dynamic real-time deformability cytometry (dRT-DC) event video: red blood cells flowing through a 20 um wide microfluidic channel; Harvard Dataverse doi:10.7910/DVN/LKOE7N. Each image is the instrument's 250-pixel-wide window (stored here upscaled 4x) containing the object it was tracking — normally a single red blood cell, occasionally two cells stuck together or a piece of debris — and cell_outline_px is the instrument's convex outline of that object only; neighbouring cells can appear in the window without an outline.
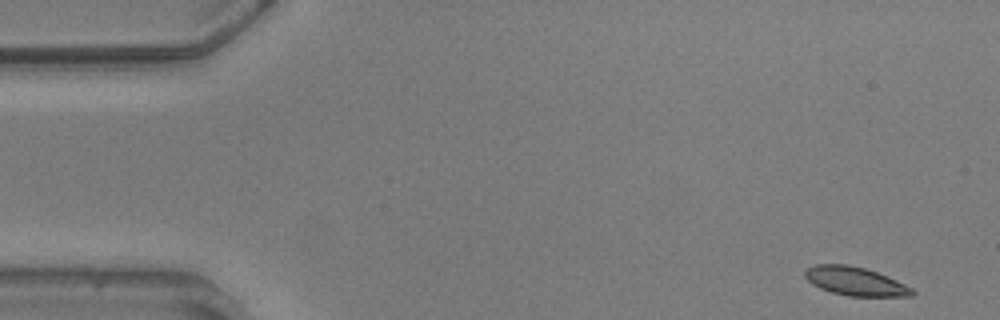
{"species": "common noctule bat (a hibernating species)", "species_latin": "Nyctalus noctula", "temperature_condition": "warm", "stored_images_in_passage": 8, "camera_frame_rate_fps": 3000, "um_per_image_px": 0.085, "animal": {"sex": "male", "body_mass_g": 20.5, "forearm_length_mm": 52.5}, "frame": {"image": 1, "passage_image": 1, "time_ms": 0.0, "image_size_px": [1000, 320], "cell_outline_px": [[916, 292], [912, 296], [848, 296], [832, 292], [820, 288], [812, 284], [804, 276], [804, 272], [808, 268], [816, 264], [848, 264], [864, 268], [888, 276], [912, 288]], "centroid_in_image_um": [72.69, 23.91], "position_along_channel_um": 12.3, "area_um2": 17.8}}